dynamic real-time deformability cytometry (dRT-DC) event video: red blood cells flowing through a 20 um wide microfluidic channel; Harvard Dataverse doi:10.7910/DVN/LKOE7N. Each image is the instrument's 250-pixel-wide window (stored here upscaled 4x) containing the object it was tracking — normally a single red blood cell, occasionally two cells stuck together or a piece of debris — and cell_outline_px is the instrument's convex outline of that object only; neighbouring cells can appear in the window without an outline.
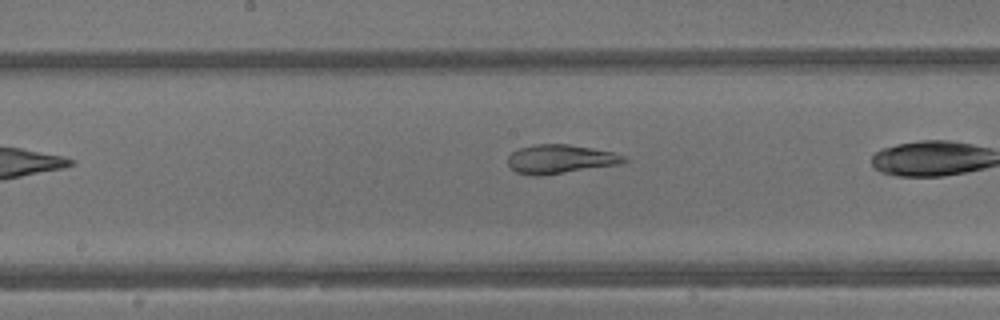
{"species": "common noctule bat (a hibernating species)", "species_latin": "Nyctalus noctula", "temperature_condition": "warm", "stored_images_in_passage": 11, "camera_frame_rate_fps": 3000, "um_per_image_px": 0.085, "animal": {"sex": "male", "body_mass_g": 13.3}, "frame": {"image": 1, "passage_image": 8, "time_ms": 2.333, "image_size_px": [1000, 320], "cell_outline_px": [[628, 160], [620, 164], [536, 176], [532, 176], [516, 172], [508, 164], [508, 156], [512, 152], [520, 148], [536, 144], [568, 144], [592, 148], [612, 152], [628, 156]], "centroid_in_image_um": [47.63, 13.51], "position_along_channel_um": 200.6, "area_um2": 19.36}}